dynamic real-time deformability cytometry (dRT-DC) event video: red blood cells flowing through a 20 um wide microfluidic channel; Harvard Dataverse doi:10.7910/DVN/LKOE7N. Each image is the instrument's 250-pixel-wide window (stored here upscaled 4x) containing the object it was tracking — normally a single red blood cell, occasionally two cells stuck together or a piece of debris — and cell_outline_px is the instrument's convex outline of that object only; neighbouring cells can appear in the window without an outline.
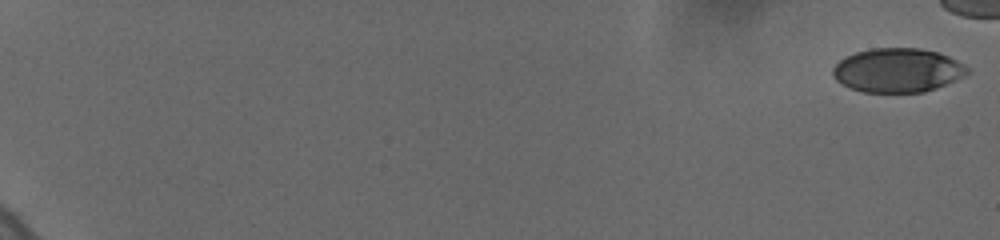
{"species": "human", "species_latin": "Homo sapiens", "temperature_condition": "cold", "stored_images_in_passage": 51, "camera_frame_rate_fps": 3000, "um_per_image_px": 0.085, "donor": {"sex": "female"}, "frame": {"image": 1, "passage_image": 1, "time_ms": 0.0, "image_size_px": [1000, 240], "cell_outline_px": [[972, 72], [956, 80], [936, 88], [924, 92], [864, 92], [852, 88], [836, 80], [832, 76], [832, 68], [844, 56], [856, 52], [872, 48], [920, 48], [936, 52], [948, 56], [964, 64]], "centroid_in_image_um": [76.3, 5.97], "position_along_channel_um": 8.7, "area_um2": 34.56}}
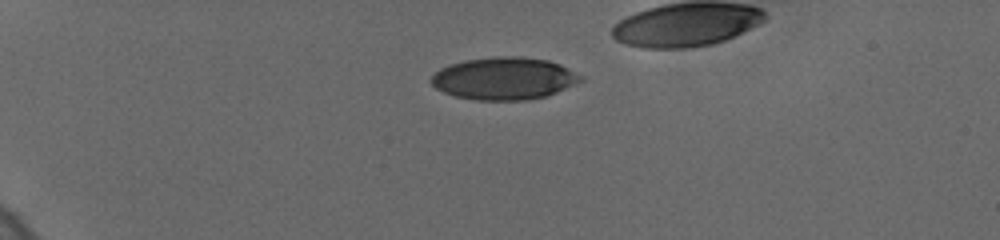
{"frame": {"image": 2, "passage_image": 26, "time_ms": 5.333, "image_size_px": [1000, 240], "cell_outline_px": [[584, 80], [556, 92], [544, 96], [524, 100], [476, 100], [456, 96], [444, 92], [436, 88], [432, 84], [432, 76], [440, 68], [448, 64], [464, 60], [492, 56], [520, 56], [548, 60], [560, 64], [584, 76]], "centroid_in_image_um": [42.86, 6.65], "position_along_channel_um": 42.1, "area_um2": 36.93}}
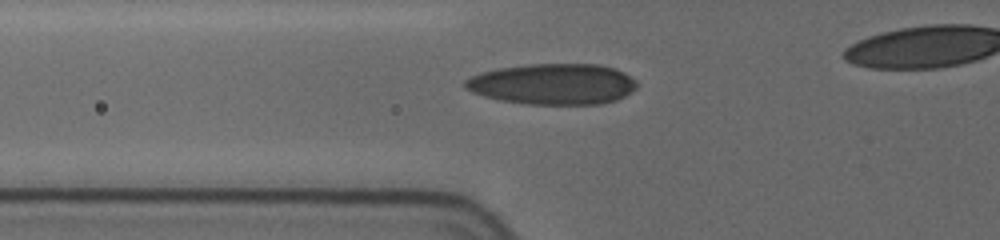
{"frame": {"image": 3, "passage_image": 45, "time_ms": 8.0, "image_size_px": [1000, 240], "cell_outline_px": [[636, 88], [632, 92], [616, 100], [600, 104], [528, 104], [500, 100], [484, 96], [472, 92], [464, 88], [464, 80], [480, 72], [500, 68], [528, 64], [600, 64], [616, 68], [624, 72], [636, 80]], "centroid_in_image_um": [47.01, 7.14], "position_along_channel_um": 78.8, "area_um2": 41.1}}